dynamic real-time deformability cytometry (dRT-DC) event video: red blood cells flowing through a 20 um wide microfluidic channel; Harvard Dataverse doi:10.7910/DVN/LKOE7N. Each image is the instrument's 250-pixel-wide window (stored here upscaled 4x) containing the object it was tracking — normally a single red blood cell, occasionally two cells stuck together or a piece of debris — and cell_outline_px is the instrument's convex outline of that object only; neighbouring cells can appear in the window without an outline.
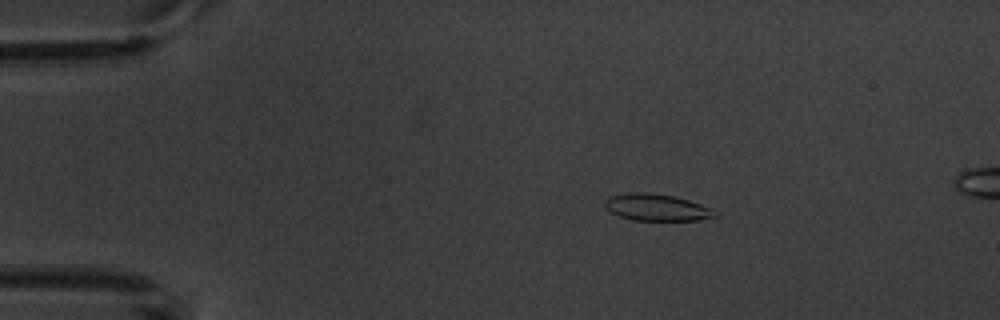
{"species": "common noctule bat (a hibernating species)", "species_latin": "Nyctalus noctula", "temperature_condition": "warm", "stored_images_in_passage": 6, "camera_frame_rate_fps": 3000, "um_per_image_px": 0.085, "animal": {"sex": "male", "body_mass_g": 20.1, "forearm_length_mm": 53.5}, "frame": {"image": 1, "passage_image": 3, "time_ms": 2.333, "image_size_px": [1000, 320], "cell_outline_px": [[720, 216], [700, 220], [632, 220], [620, 216], [612, 212], [604, 204], [604, 200], [608, 196], [628, 192], [648, 192], [672, 196], [688, 200], [712, 208]], "centroid_in_image_um": [55.83, 17.62], "position_along_channel_um": 29.2, "area_um2": 17.22}}
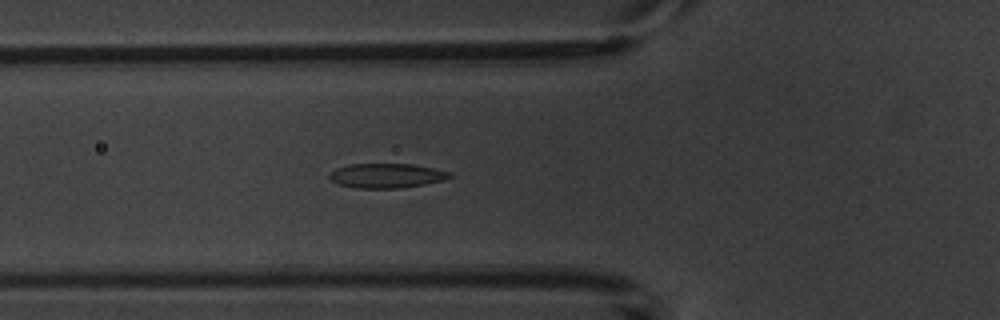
{"frame": {"image": 2, "passage_image": 6, "time_ms": 5.667, "image_size_px": [1000, 320], "cell_outline_px": [[452, 176], [444, 180], [424, 184], [400, 188], [356, 188], [336, 184], [328, 176], [336, 168], [348, 164], [412, 164], [452, 172]], "centroid_in_image_um": [32.85, 14.93], "position_along_channel_um": 93.0, "area_um2": 17.17}}